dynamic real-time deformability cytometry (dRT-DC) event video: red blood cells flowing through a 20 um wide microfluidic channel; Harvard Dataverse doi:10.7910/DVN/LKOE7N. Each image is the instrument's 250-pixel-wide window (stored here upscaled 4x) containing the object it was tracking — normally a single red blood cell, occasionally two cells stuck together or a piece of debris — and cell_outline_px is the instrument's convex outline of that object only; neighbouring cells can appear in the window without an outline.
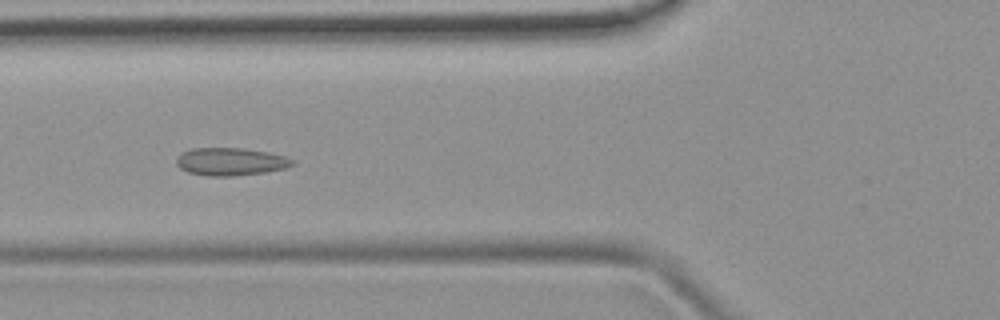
{"species": "common noctule bat (a hibernating species)", "species_latin": "Nyctalus noctula", "temperature_condition": "room temperature", "stored_images_in_passage": 5, "camera_frame_rate_fps": 3000, "um_per_image_px": 0.085, "animal": {"sex": "female", "body_mass_g": 19.9}, "frame": {"image": 1, "passage_image": 5, "time_ms": 4.667, "image_size_px": [1000, 320], "cell_outline_px": [[296, 160], [292, 164], [284, 168], [264, 172], [236, 176], [208, 176], [188, 172], [180, 168], [176, 164], [176, 156], [180, 152], [192, 148], [244, 148], [268, 152], [284, 156]], "centroid_in_image_um": [19.55, 13.73], "position_along_channel_um": 106.2, "area_um2": 18.84}}